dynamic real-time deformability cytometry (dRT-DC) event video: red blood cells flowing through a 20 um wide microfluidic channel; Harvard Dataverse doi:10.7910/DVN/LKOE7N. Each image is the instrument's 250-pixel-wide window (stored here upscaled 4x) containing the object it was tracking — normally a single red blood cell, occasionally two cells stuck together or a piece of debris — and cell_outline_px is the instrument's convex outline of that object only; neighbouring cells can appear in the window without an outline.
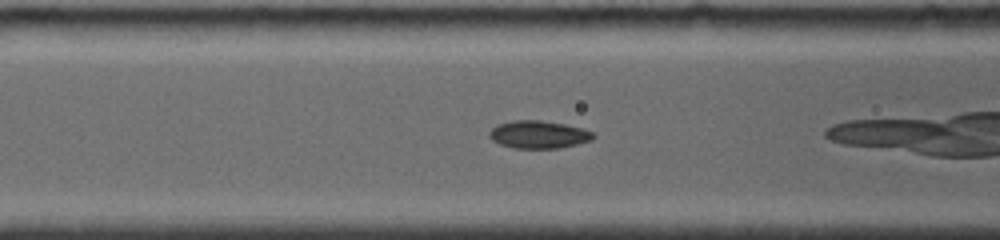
{"species": "common noctule bat (a hibernating species)", "species_latin": "Nyctalus noctula", "temperature_condition": "room temperature", "stored_images_in_passage": 24, "camera_frame_rate_fps": 4000, "um_per_image_px": 0.085, "animal": {"sex": "female", "body_mass_g": 19.0, "forearm_length_mm": 56.7}, "frame": {"image": 1, "passage_image": 4, "time_ms": 1.75, "image_size_px": [1000, 240], "cell_outline_px": [[596, 136], [592, 140], [560, 148], [512, 148], [500, 144], [492, 140], [488, 136], [488, 132], [496, 124], [512, 120], [540, 120], [564, 124], [580, 128], [592, 132]], "centroid_in_image_um": [45.73, 11.43], "position_along_channel_um": 120.9, "area_um2": 16.82}}
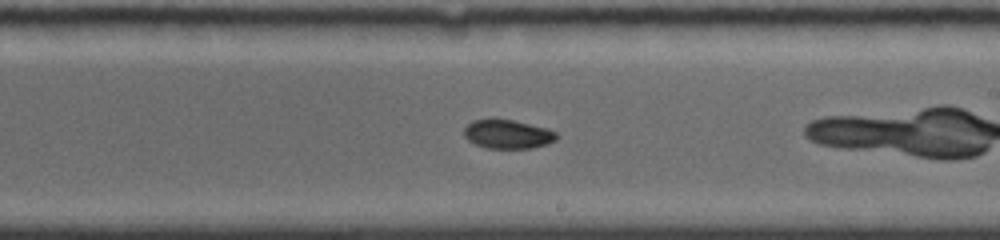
{"frame": {"image": 2, "passage_image": 11, "time_ms": 5.0, "image_size_px": [1000, 240], "cell_outline_px": [[556, 140], [548, 144], [532, 148], [488, 148], [476, 144], [468, 140], [464, 136], [464, 128], [472, 120], [512, 120], [548, 128], [556, 132]], "centroid_in_image_um": [43.17, 11.41], "position_along_channel_um": 245.8, "area_um2": 15.37}}